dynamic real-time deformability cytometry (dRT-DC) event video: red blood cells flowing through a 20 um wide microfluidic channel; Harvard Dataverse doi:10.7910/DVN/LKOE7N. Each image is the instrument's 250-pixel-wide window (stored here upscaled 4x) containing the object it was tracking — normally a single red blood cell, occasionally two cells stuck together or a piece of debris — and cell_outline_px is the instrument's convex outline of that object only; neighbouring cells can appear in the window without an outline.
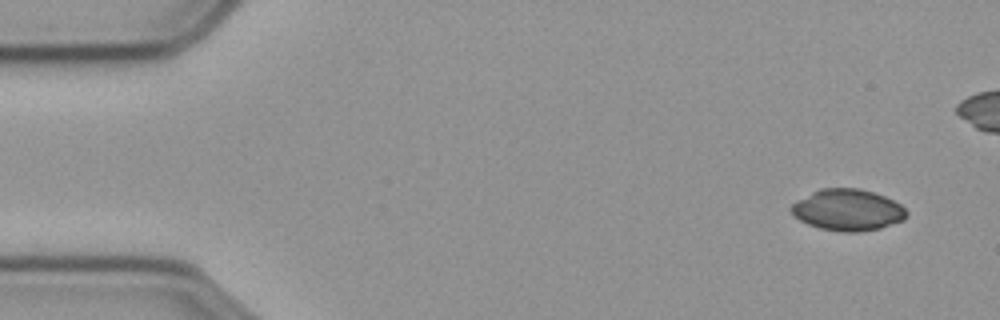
{"species": "common noctule bat (a hibernating species)", "species_latin": "Nyctalus noctula", "temperature_condition": "cold", "stored_images_in_passage": 47, "camera_frame_rate_fps": 3000, "um_per_image_px": 0.085, "animal": {"sex": "male", "body_mass_g": 23.1, "forearm_length_mm": 52.7}, "frame": {"image": 1, "passage_image": 1, "time_ms": 0.0, "image_size_px": [1000, 320], "cell_outline_px": [[908, 216], [904, 220], [880, 228], [860, 232], [840, 232], [820, 228], [808, 224], [800, 220], [788, 208], [796, 200], [820, 188], [860, 188], [884, 196], [900, 204], [908, 212]], "centroid_in_image_um": [72.05, 17.85], "position_along_channel_um": 12.9, "area_um2": 27.92}}
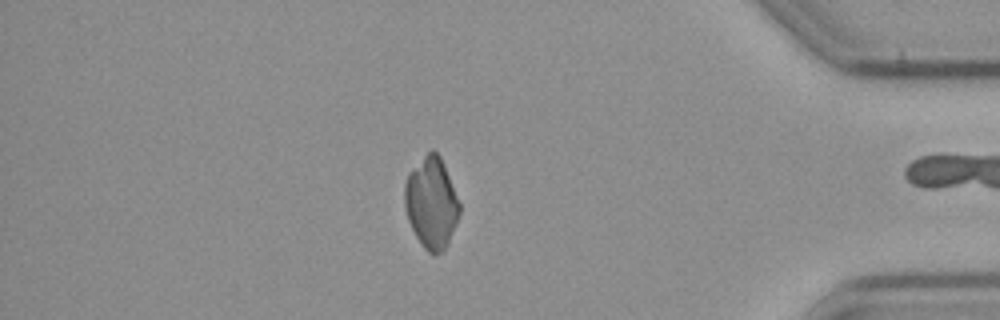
{"frame": {"image": 2, "passage_image": 46, "time_ms": 15.0, "image_size_px": [1000, 320], "cell_outline_px": [[460, 212], [456, 224], [448, 244], [440, 252], [432, 256], [424, 248], [416, 236], [408, 220], [404, 208], [404, 184], [408, 176], [424, 156], [432, 148], [440, 156], [444, 164], [460, 204]], "centroid_in_image_um": [36.67, 17.27], "position_along_channel_um": 398.5, "area_um2": 28.9}}